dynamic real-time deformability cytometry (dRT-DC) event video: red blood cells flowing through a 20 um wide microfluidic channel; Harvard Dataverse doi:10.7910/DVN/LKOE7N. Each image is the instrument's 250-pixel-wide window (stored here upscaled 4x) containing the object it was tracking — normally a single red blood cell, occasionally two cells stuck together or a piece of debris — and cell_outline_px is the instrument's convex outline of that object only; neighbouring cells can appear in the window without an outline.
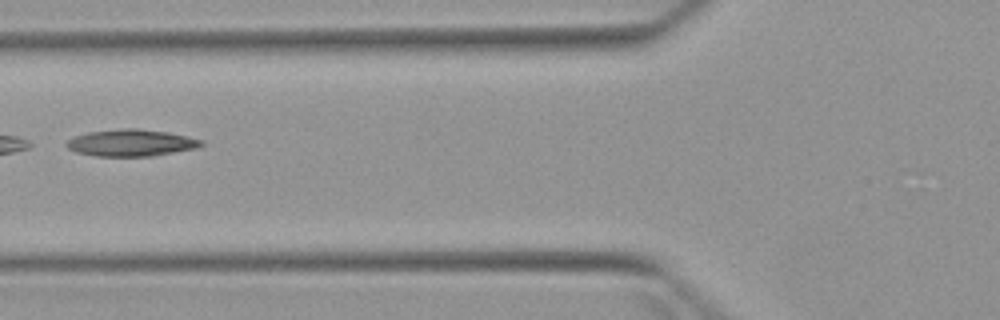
{"species": "Egyptian fruit bat (a non-hibernating species)", "species_latin": "Rousettus aegyptiacus", "temperature_condition": "warm", "stored_images_in_passage": 2, "camera_frame_rate_fps": 3000, "um_per_image_px": 0.085, "animal": {"sex": "female"}, "frame": {"image": 1, "passage_image": 2, "time_ms": 1.333, "image_size_px": [1000, 320], "cell_outline_px": [[204, 144], [196, 148], [152, 156], [96, 156], [76, 152], [68, 148], [64, 144], [72, 136], [88, 132], [120, 128], [136, 128], [168, 132], [188, 136], [204, 140]], "centroid_in_image_um": [11.13, 12.13], "position_along_channel_um": 114.7, "area_um2": 21.21}}